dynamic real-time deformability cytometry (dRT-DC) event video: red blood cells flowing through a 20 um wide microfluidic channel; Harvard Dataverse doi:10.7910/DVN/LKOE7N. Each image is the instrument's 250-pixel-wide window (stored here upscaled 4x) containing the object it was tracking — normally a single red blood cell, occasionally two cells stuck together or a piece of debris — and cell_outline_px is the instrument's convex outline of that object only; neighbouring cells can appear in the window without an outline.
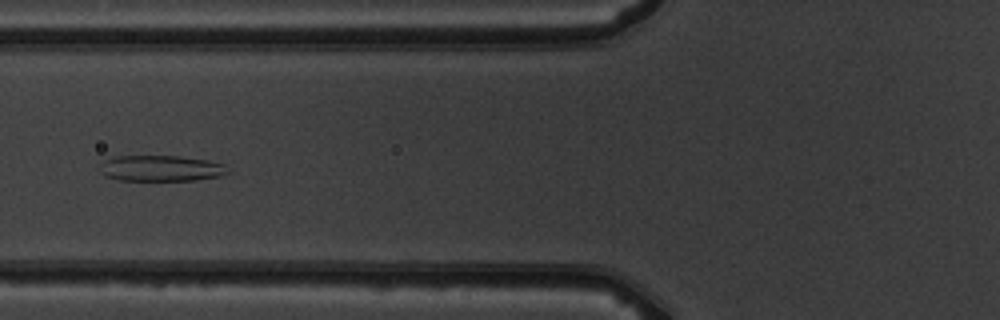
{"species": "common noctule bat (a hibernating species)", "species_latin": "Nyctalus noctula", "temperature_condition": "warm", "stored_images_in_passage": 6, "camera_frame_rate_fps": 3000, "um_per_image_px": 0.085, "animal": {"sex": "male", "body_mass_g": 19.5, "forearm_length_mm": 54.6}, "frame": {"image": 1, "passage_image": 6, "time_ms": 6.0, "image_size_px": [1000, 320], "cell_outline_px": [[232, 172], [220, 176], [196, 180], [120, 180], [104, 176], [100, 172], [100, 164], [104, 160], [116, 156], [180, 156], [208, 160], [224, 164]], "centroid_in_image_um": [13.7, 14.3], "position_along_channel_um": 112.1, "area_um2": 19.48}}